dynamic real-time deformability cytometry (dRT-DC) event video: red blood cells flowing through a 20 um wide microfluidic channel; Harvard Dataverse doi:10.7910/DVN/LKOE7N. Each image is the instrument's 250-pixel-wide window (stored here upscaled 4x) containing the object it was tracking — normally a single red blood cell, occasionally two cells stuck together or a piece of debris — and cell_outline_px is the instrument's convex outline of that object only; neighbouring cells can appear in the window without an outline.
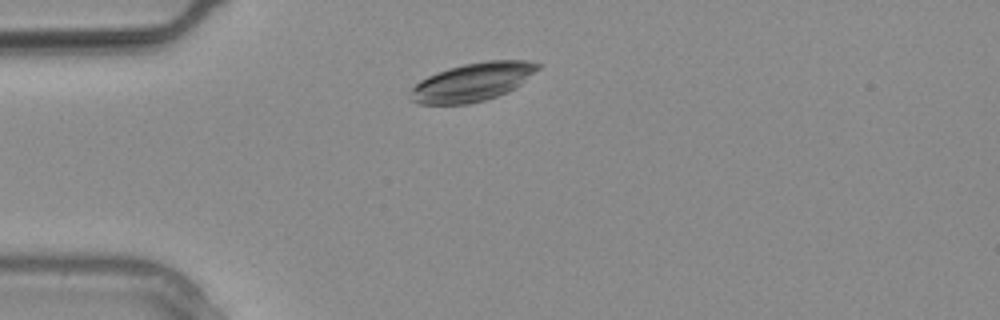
{"species": "common noctule bat (a hibernating species)", "species_latin": "Nyctalus noctula", "temperature_condition": "warm", "stored_images_in_passage": 6, "camera_frame_rate_fps": 3000, "um_per_image_px": 0.085, "animal": {"sex": "male", "body_mass_g": 20.4}, "frame": {"image": 1, "passage_image": 3, "time_ms": 0.667, "image_size_px": [1000, 320], "cell_outline_px": [[544, 64], [540, 68], [520, 84], [496, 96], [484, 100], [468, 104], [420, 104], [412, 100], [408, 96], [408, 92], [420, 80], [436, 72], [448, 68], [464, 64], [488, 60], [528, 60]], "centroid_in_image_um": [40.15, 6.96], "position_along_channel_um": 44.9, "area_um2": 28.38}}